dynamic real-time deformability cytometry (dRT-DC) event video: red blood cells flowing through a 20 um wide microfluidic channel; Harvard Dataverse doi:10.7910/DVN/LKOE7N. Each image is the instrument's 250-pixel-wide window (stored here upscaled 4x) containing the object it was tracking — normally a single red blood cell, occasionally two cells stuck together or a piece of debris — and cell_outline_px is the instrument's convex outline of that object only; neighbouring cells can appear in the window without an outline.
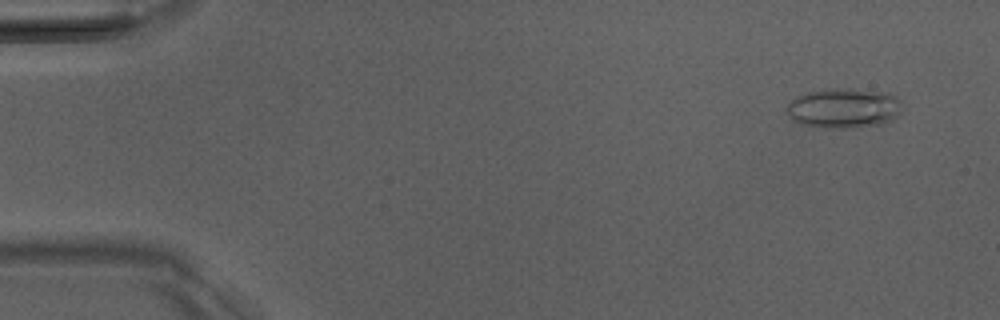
{"species": "Egyptian fruit bat (a non-hibernating species)", "species_latin": "Rousettus aegyptiacus", "temperature_condition": "room temperature", "stored_images_in_passage": 51, "camera_frame_rate_fps": 3000, "um_per_image_px": 0.085, "animal": {"sex": "male"}, "frame": {"image": 1, "passage_image": 4, "time_ms": 1.0, "image_size_px": [1000, 320], "cell_outline_px": [[900, 112], [892, 120], [880, 124], [848, 128], [824, 128], [800, 124], [792, 120], [784, 108], [796, 96], [808, 92], [824, 88], [888, 92], [896, 96], [900, 100]], "centroid_in_image_um": [71.68, 9.2], "position_along_channel_um": 13.3, "area_um2": 26.82}}
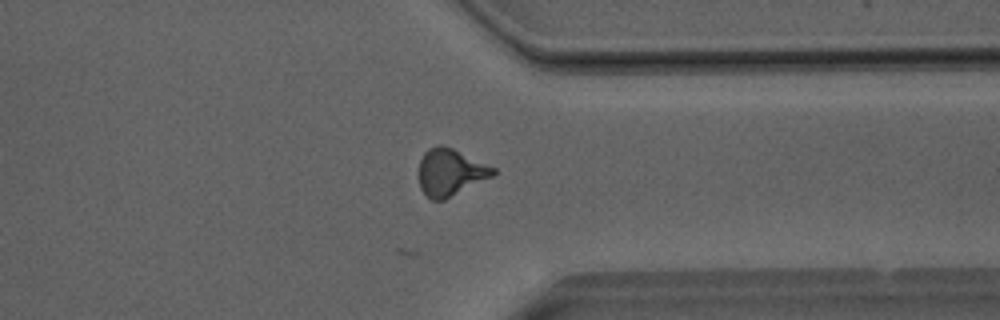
{"frame": {"image": 2, "passage_image": 40, "time_ms": 13.0, "image_size_px": [1000, 320], "cell_outline_px": [[496, 172], [492, 176], [444, 200], [432, 200], [420, 188], [420, 160], [424, 152], [428, 148], [440, 144], [452, 148], [496, 168]], "centroid_in_image_um": [38.27, 14.63], "position_along_channel_um": 373.1, "area_um2": 20.0}}
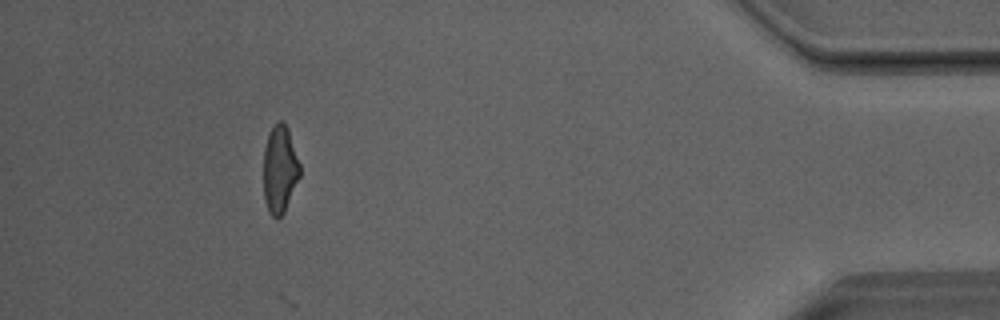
{"frame": {"image": 3, "passage_image": 47, "time_ms": 15.333, "image_size_px": [1000, 320], "cell_outline_px": [[300, 176], [284, 212], [276, 220], [268, 212], [264, 200], [264, 148], [268, 136], [272, 128], [280, 120], [284, 120], [288, 128], [300, 164]], "centroid_in_image_um": [23.78, 14.41], "position_along_channel_um": 411.4, "area_um2": 18.55}, "authors_computed_cell_mechanics": {"area_um2": 19.8254, "velocity_mm_per_s": 4.0581, "shape_relaxation_time_tau1_ms": 5.4551, "shape_relaxation_time_tau2_ms": 1.1871, "deformation_change_tau1": 0.1451, "deformation_change_tau2": 0.0841}}